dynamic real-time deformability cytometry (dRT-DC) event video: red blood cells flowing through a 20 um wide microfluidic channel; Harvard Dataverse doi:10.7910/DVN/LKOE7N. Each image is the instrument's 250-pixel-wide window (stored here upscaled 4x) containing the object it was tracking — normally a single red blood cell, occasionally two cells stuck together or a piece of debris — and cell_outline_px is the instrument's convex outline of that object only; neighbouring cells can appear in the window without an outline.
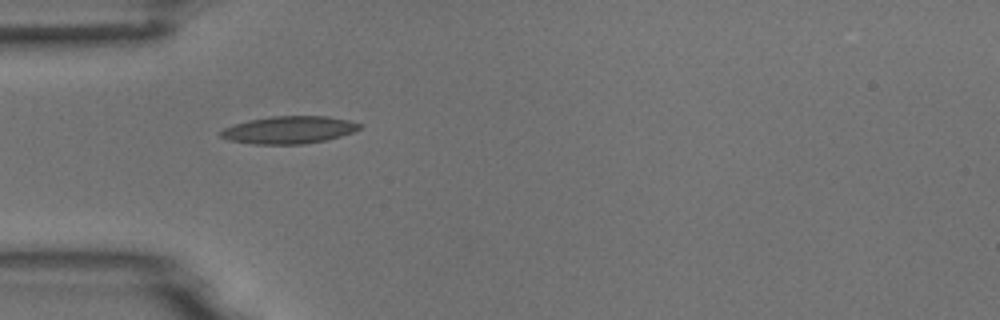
{"species": "common noctule bat (a hibernating species)", "species_latin": "Nyctalus noctula", "temperature_condition": "room temperature", "stored_images_in_passage": 39, "camera_frame_rate_fps": 3000, "um_per_image_px": 0.085, "animal": {"sex": "male", "body_mass_g": 18.8}, "frame": {"image": 1, "passage_image": 1, "time_ms": 0.0, "image_size_px": [1000, 320], "cell_outline_px": [[360, 128], [352, 132], [340, 136], [324, 140], [304, 144], [252, 144], [228, 140], [220, 136], [220, 132], [224, 128], [248, 120], [272, 116], [328, 116], [348, 120], [360, 124]], "centroid_in_image_um": [24.54, 11.04], "position_along_channel_um": 60.5, "area_um2": 22.02}}
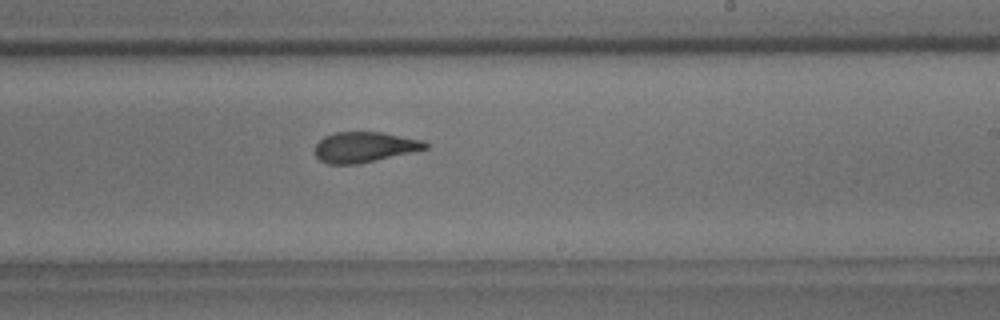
{"frame": {"image": 2, "passage_image": 17, "time_ms": 5.333, "image_size_px": [1000, 320], "cell_outline_px": [[428, 148], [376, 160], [356, 164], [328, 164], [320, 160], [316, 156], [316, 144], [324, 136], [336, 132], [380, 132], [424, 140], [428, 144]], "centroid_in_image_um": [30.97, 12.5], "position_along_channel_um": 258.0, "area_um2": 19.36}}
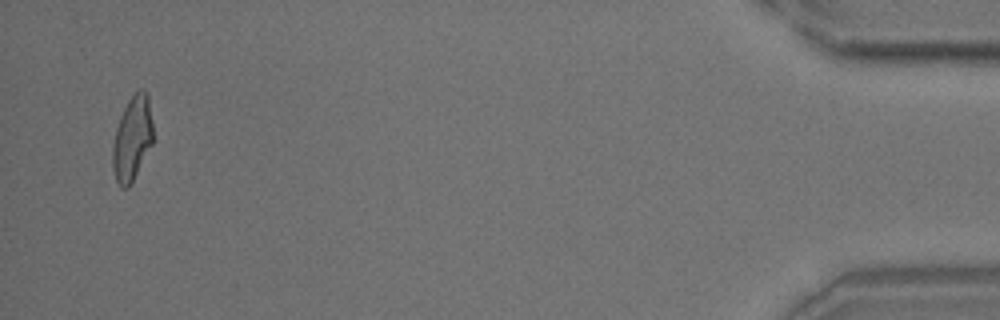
{"frame": {"image": 3, "passage_image": 37, "time_ms": 12.0, "image_size_px": [1000, 320], "cell_outline_px": [[152, 144], [132, 184], [128, 188], [120, 188], [116, 180], [112, 168], [112, 144], [116, 128], [120, 116], [128, 100], [140, 88], [144, 88], [148, 92], [152, 120]], "centroid_in_image_um": [11.23, 11.79], "position_along_channel_um": 424.0, "area_um2": 20.23}, "authors_computed_cell_mechanics": {"area_um2": 20.1722, "velocity_mm_per_s": 3.7356, "shape_relaxation_time_tau1_ms": 6.1835, "shape_relaxation_time_tau2_ms": 2.1413, "deformation_change_tau1": 0.2004, "deformation_change_tau2": 0.1048}}